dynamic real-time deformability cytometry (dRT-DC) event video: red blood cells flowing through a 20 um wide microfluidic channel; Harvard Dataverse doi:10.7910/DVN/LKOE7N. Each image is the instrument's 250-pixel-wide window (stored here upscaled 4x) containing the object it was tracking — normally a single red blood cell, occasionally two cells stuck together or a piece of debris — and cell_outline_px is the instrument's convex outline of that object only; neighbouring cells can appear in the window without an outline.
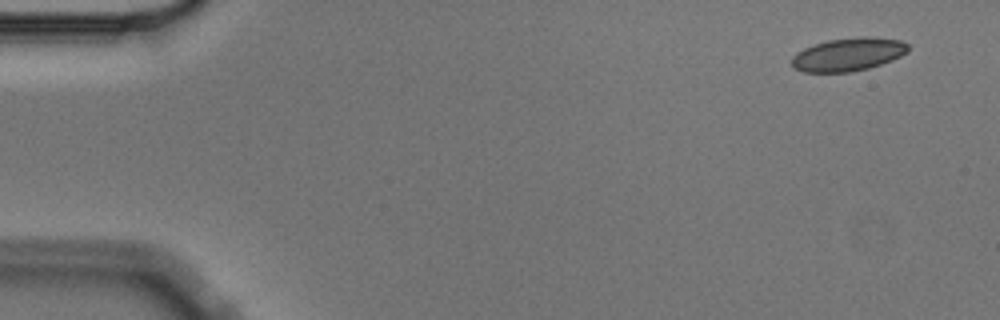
{"species": "Egyptian fruit bat (a non-hibernating species)", "species_latin": "Rousettus aegyptiacus", "temperature_condition": "cold", "stored_images_in_passage": 7, "camera_frame_rate_fps": 3000, "um_per_image_px": 0.085, "animal": {"sex": "male"}, "frame": {"image": 1, "passage_image": 1, "time_ms": 0.0, "image_size_px": [1000, 320], "cell_outline_px": [[908, 52], [900, 56], [880, 64], [868, 68], [848, 72], [804, 72], [792, 68], [792, 56], [796, 52], [812, 44], [828, 40], [860, 36], [876, 36], [900, 40], [908, 44]], "centroid_in_image_um": [72.07, 4.61], "position_along_channel_um": 12.9, "area_um2": 22.66}}
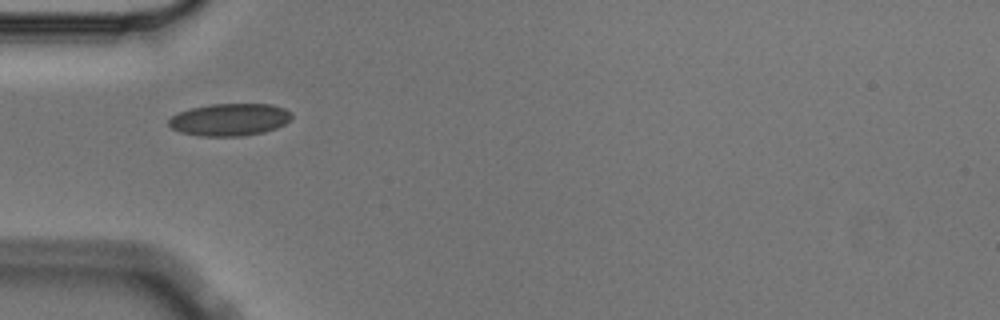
{"frame": {"image": 2, "passage_image": 5, "time_ms": 1.333, "image_size_px": [1000, 320], "cell_outline_px": [[292, 116], [284, 124], [276, 128], [264, 132], [244, 136], [200, 136], [180, 132], [172, 128], [168, 124], [168, 120], [172, 116], [180, 112], [192, 108], [212, 104], [272, 104], [284, 108], [292, 112]], "centroid_in_image_um": [19.53, 10.17], "position_along_channel_um": 65.5, "area_um2": 23.12}}
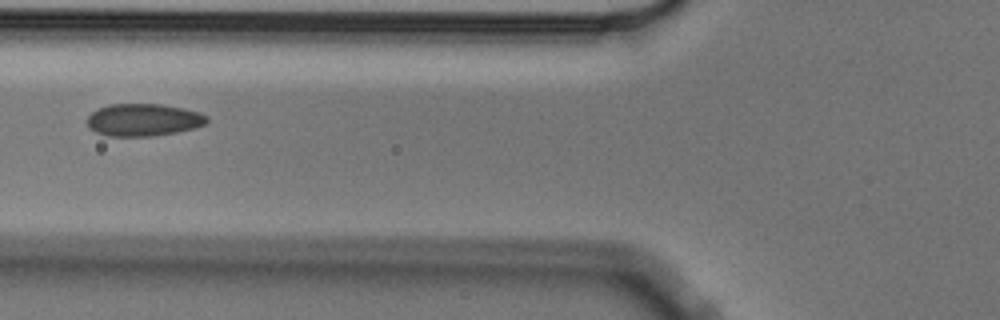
{"frame": {"image": 3, "passage_image": 6, "time_ms": 1.667, "image_size_px": [1000, 320], "cell_outline_px": [[208, 120], [204, 124], [196, 128], [176, 132], [152, 136], [108, 136], [96, 132], [88, 124], [88, 116], [92, 112], [108, 104], [160, 104], [184, 108], [208, 116]], "centroid_in_image_um": [12.21, 10.19], "position_along_channel_um": 113.6, "area_um2": 22.43}}